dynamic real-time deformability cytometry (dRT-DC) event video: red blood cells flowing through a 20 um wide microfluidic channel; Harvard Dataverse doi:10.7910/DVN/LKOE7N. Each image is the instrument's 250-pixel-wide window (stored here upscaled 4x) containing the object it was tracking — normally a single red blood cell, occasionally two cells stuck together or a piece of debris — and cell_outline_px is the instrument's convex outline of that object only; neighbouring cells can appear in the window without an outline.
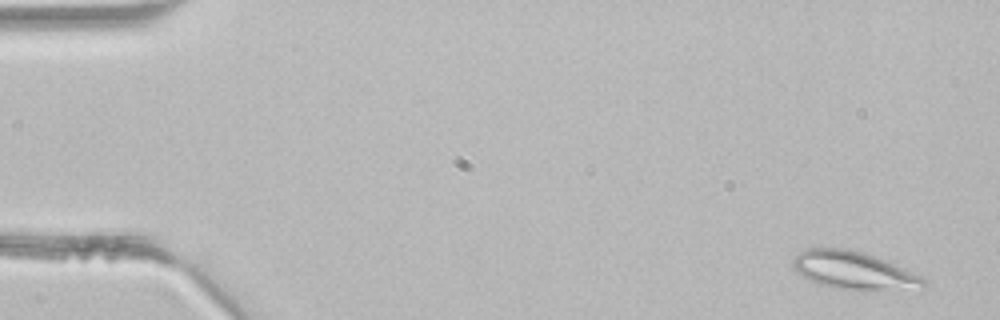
{"species": "common noctule bat (a hibernating species)", "species_latin": "Nyctalus noctula", "temperature_condition": "room temperature", "stored_images_in_passage": 5, "camera_frame_rate_fps": 3000, "um_per_image_px": 0.085, "animal": {"sex": "male", "body_mass_g": 21.5, "forearm_length_mm": 52.0}, "frame": {"image": 1, "passage_image": 1, "time_ms": 0.0, "image_size_px": [1000, 320], "cell_outline_px": [[928, 280], [924, 288], [860, 292], [832, 288], [820, 284], [804, 276], [792, 268], [792, 260], [800, 252], [808, 248], [848, 248], [864, 252], [904, 268]], "centroid_in_image_um": [72.6, 23.02], "position_along_channel_um": 12.4, "area_um2": 29.25}}